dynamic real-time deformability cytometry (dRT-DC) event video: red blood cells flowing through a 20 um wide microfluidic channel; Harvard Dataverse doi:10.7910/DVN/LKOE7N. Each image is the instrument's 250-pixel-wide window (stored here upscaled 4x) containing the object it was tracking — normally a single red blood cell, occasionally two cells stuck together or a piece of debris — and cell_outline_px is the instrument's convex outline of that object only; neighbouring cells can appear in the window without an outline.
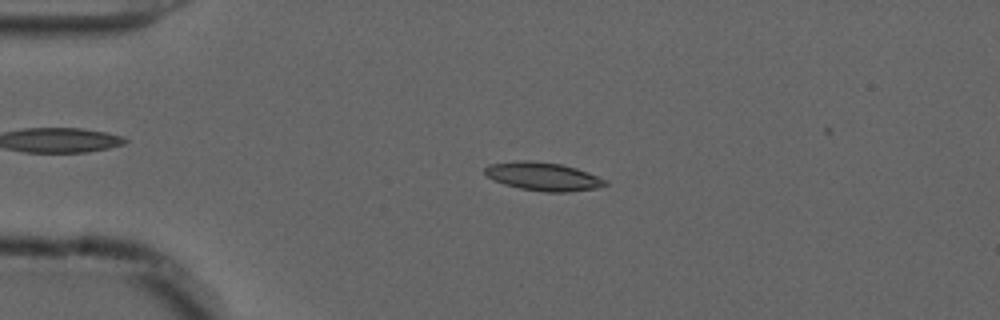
{"species": "common noctule bat (a hibernating species)", "species_latin": "Nyctalus noctula", "temperature_condition": "cold", "stored_images_in_passage": 52, "camera_frame_rate_fps": 3000, "um_per_image_px": 0.085, "animal": {"sex": "male", "forearm_length_mm": 52.5}, "frame": {"image": 1, "passage_image": 12, "time_ms": 3.667, "image_size_px": [1000, 320], "cell_outline_px": [[608, 184], [596, 188], [568, 192], [544, 192], [520, 188], [504, 184], [492, 180], [484, 172], [484, 168], [488, 164], [516, 160], [528, 160], [560, 164], [576, 168], [588, 172], [608, 180]], "centroid_in_image_um": [46.15, 14.99], "position_along_channel_um": 38.8, "area_um2": 20.0}}
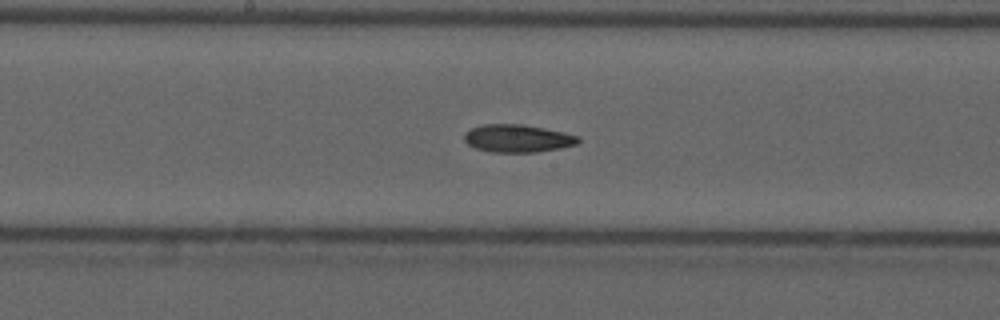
{"frame": {"image": 2, "passage_image": 28, "time_ms": 9.0, "image_size_px": [1000, 320], "cell_outline_px": [[580, 140], [576, 144], [560, 148], [536, 152], [492, 152], [476, 148], [468, 144], [464, 140], [464, 132], [472, 128], [484, 124], [520, 124], [544, 128], [564, 132], [580, 136]], "centroid_in_image_um": [43.99, 11.76], "position_along_channel_um": 204.2, "area_um2": 18.38}}
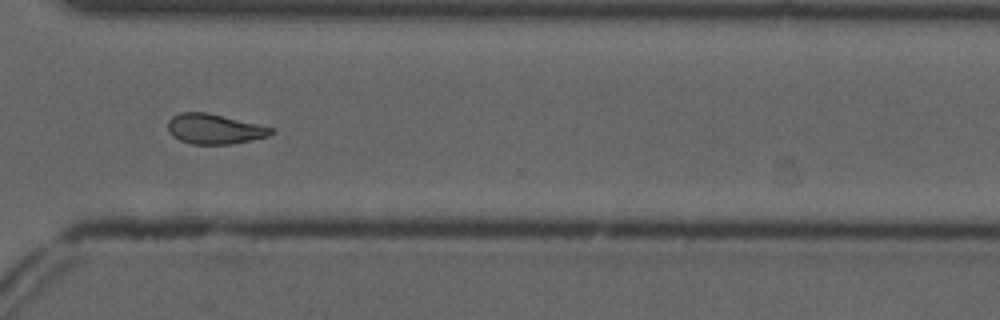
{"frame": {"image": 3, "passage_image": 40, "time_ms": 13.0, "image_size_px": [1000, 320], "cell_outline_px": [[276, 132], [268, 136], [252, 140], [232, 144], [192, 144], [180, 140], [172, 136], [168, 132], [168, 120], [172, 116], [180, 112], [208, 112], [260, 124], [272, 128]], "centroid_in_image_um": [18.23, 10.95], "position_along_channel_um": 352.4, "area_um2": 18.32}, "authors_computed_cell_mechanics": {"area_um2": 18.3515, "velocity_mm_per_s": 3.7085, "shape_relaxation_time_tau1_ms": null, "shape_relaxation_time_tau2_ms": 6.2334, "deformation_change_tau1": null, "deformation_change_tau2": 0.1354}}